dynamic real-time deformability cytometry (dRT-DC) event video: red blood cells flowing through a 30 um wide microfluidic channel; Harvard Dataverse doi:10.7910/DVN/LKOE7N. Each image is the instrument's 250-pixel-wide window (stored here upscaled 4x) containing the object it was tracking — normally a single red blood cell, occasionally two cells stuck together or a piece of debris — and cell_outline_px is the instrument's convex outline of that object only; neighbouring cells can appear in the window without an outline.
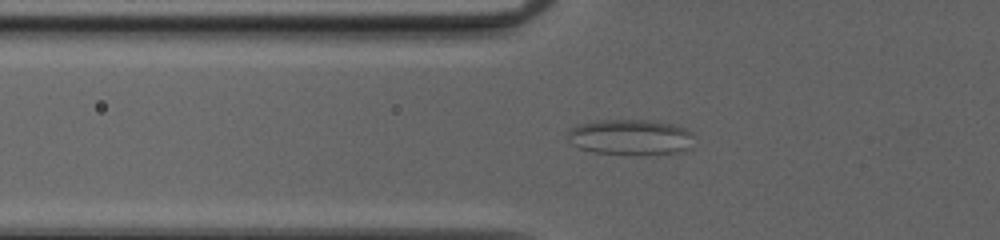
{"species": "common noctule bat (a hibernating species)", "species_latin": "Nyctalus noctula", "temperature_condition": "cold", "stored_images_in_passage": 47, "camera_frame_rate_fps": 3000, "um_per_image_px": 0.085, "animal": {"sex": "female", "body_mass_g": 20.0, "forearm_length_mm": 54.0}, "frame": {"image": 1, "passage_image": 21, "time_ms": 6.667, "image_size_px": [1000, 240], "cell_outline_px": [[692, 132], [688, 148], [676, 152], [640, 156], [592, 152], [580, 148], [572, 144], [568, 140], [568, 128], [580, 124], [600, 120], [656, 120], [676, 124]], "centroid_in_image_um": [53.55, 11.66], "position_along_channel_um": 72.2, "area_um2": 26.53}}
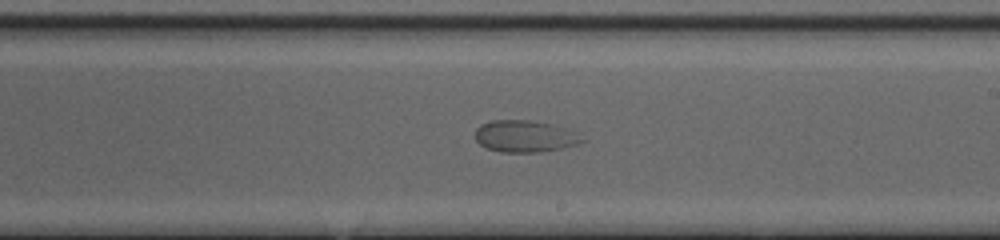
{"frame": {"image": 2, "passage_image": 34, "time_ms": 11.0, "image_size_px": [1000, 240], "cell_outline_px": [[584, 140], [576, 144], [560, 148], [540, 152], [500, 152], [488, 148], [480, 144], [476, 140], [476, 128], [480, 124], [492, 120], [528, 120], [552, 124], [576, 132]], "centroid_in_image_um": [44.58, 11.58], "position_along_channel_um": 244.4, "area_um2": 19.59}}
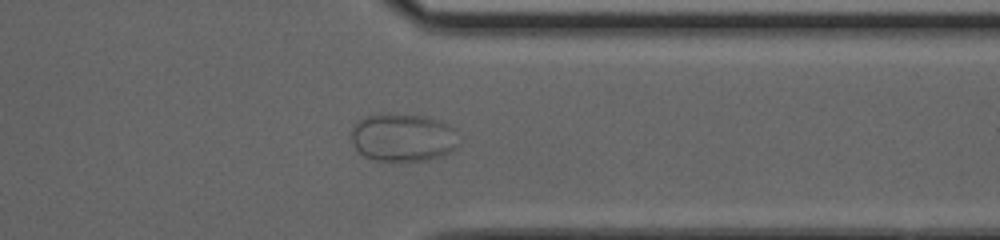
{"frame": {"image": 3, "passage_image": 44, "time_ms": 14.333, "image_size_px": [1000, 240], "cell_outline_px": [[456, 148], [440, 156], [424, 160], [376, 160], [364, 156], [352, 144], [352, 132], [356, 124], [364, 116], [380, 112], [424, 116], [448, 124], [452, 128]], "centroid_in_image_um": [34.18, 11.66], "position_along_channel_um": 377.2, "area_um2": 29.54}}